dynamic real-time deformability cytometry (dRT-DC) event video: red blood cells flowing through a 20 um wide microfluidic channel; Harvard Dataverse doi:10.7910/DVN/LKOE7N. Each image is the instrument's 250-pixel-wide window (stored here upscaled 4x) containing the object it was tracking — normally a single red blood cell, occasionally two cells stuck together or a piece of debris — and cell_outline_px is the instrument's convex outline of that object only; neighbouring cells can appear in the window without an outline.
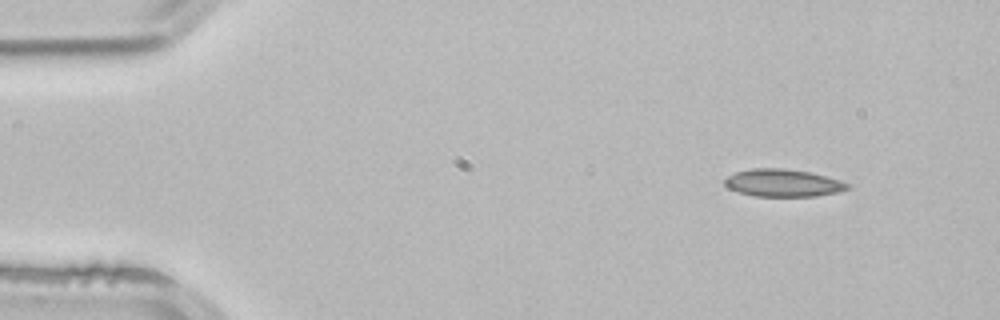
{"species": "common noctule bat (a hibernating species)", "species_latin": "Nyctalus noctula", "temperature_condition": "room temperature", "stored_images_in_passage": 48, "camera_frame_rate_fps": 3000, "um_per_image_px": 0.085, "animal": {"sex": "male", "body_mass_g": 21.5, "forearm_length_mm": 52.0}, "frame": {"image": 1, "passage_image": 1, "time_ms": 0.0, "image_size_px": [1000, 320], "cell_outline_px": [[852, 188], [840, 192], [816, 196], [752, 196], [728, 188], [724, 184], [724, 180], [728, 176], [736, 172], [752, 168], [784, 168], [808, 172], [840, 180], [852, 184]], "centroid_in_image_um": [66.59, 15.55], "position_along_channel_um": 18.4, "area_um2": 19.77}}
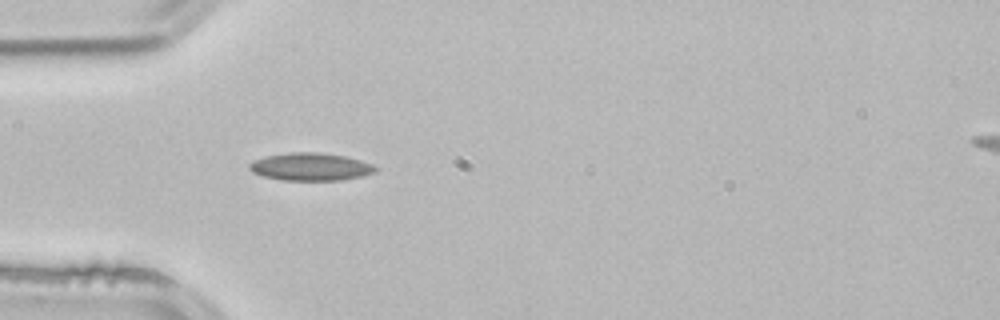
{"frame": {"image": 2, "passage_image": 11, "time_ms": 3.333, "image_size_px": [1000, 320], "cell_outline_px": [[376, 172], [360, 176], [340, 180], [284, 180], [264, 176], [252, 172], [248, 168], [248, 164], [252, 160], [264, 156], [292, 152], [320, 152], [344, 156], [360, 160], [372, 164], [376, 168]], "centroid_in_image_um": [26.35, 14.16], "position_along_channel_um": 58.6, "area_um2": 20.29}}
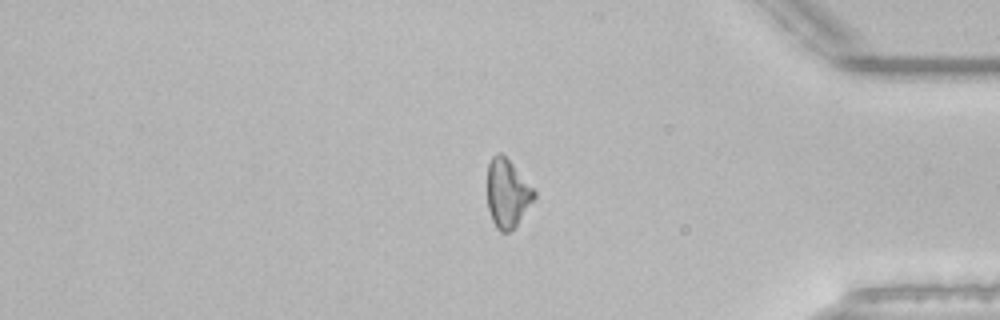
{"frame": {"image": 3, "passage_image": 39, "time_ms": 12.667, "image_size_px": [1000, 320], "cell_outline_px": [[536, 196], [516, 224], [508, 232], [500, 232], [496, 228], [492, 220], [488, 208], [488, 164], [492, 156], [496, 152], [500, 152], [512, 164], [536, 192]], "centroid_in_image_um": [43.1, 16.43], "position_along_channel_um": 392.1, "area_um2": 18.21}, "authors_computed_cell_mechanics": {"area_um2": 19.1029, "velocity_mm_per_s": 3.8855, "shape_relaxation_time_tau1_ms": 9.5456, "shape_relaxation_time_tau2_ms": 7.0205, "deformation_change_tau1": 0.1416, "deformation_change_tau2": 0.1695}}